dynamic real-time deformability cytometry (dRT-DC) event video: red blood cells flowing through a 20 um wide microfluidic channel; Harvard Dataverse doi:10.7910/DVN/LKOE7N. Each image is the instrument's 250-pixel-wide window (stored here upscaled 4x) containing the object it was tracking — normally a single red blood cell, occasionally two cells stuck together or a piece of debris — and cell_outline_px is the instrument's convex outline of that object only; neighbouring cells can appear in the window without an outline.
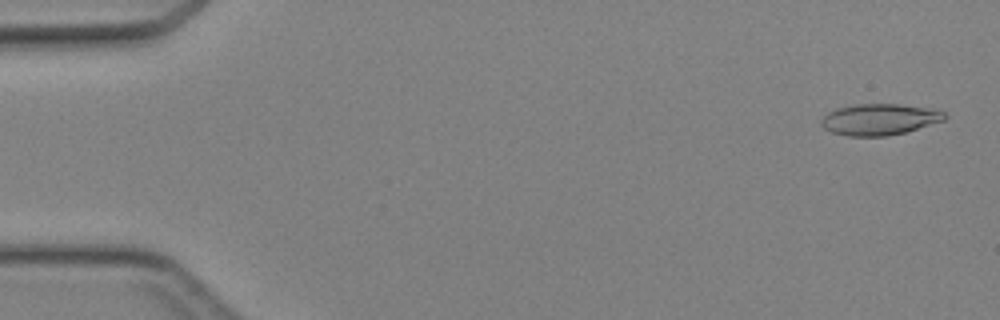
{"species": "Egyptian fruit bat (a non-hibernating species)", "species_latin": "Rousettus aegyptiacus", "temperature_condition": "cold", "stored_images_in_passage": 46, "camera_frame_rate_fps": 3000, "um_per_image_px": 0.085, "animal": {"sex": "female"}, "frame": {"image": 1, "passage_image": 2, "time_ms": 0.333, "image_size_px": [1000, 320], "cell_outline_px": [[948, 116], [944, 120], [904, 132], [888, 136], [848, 136], [832, 132], [824, 128], [820, 124], [820, 120], [828, 112], [836, 108], [852, 104], [900, 104], [932, 108], [944, 112]], "centroid_in_image_um": [74.73, 10.14], "position_along_channel_um": 10.3, "area_um2": 22.54}}
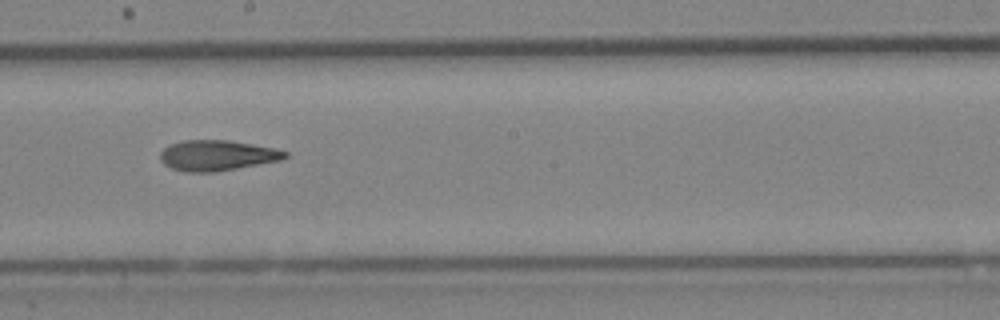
{"frame": {"image": 2, "passage_image": 26, "time_ms": 8.333, "image_size_px": [1000, 320], "cell_outline_px": [[288, 156], [280, 160], [216, 172], [188, 172], [172, 168], [164, 164], [160, 160], [160, 152], [164, 148], [172, 144], [184, 140], [228, 140], [276, 148], [288, 152]], "centroid_in_image_um": [18.46, 13.21], "position_along_channel_um": 229.7, "area_um2": 22.08}}
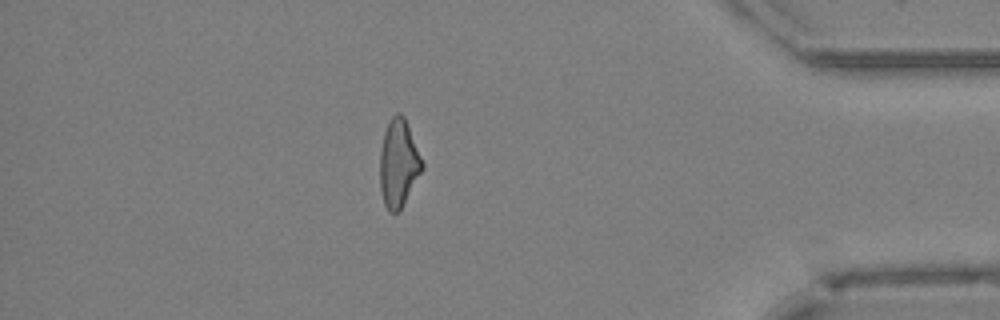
{"frame": {"image": 3, "passage_image": 40, "time_ms": 13.0, "image_size_px": [1000, 320], "cell_outline_px": [[424, 168], [400, 208], [396, 212], [388, 212], [384, 204], [380, 188], [380, 152], [384, 132], [392, 116], [396, 112], [400, 112], [404, 116], [424, 164]], "centroid_in_image_um": [33.87, 13.86], "position_along_channel_um": 401.3, "area_um2": 21.27}}